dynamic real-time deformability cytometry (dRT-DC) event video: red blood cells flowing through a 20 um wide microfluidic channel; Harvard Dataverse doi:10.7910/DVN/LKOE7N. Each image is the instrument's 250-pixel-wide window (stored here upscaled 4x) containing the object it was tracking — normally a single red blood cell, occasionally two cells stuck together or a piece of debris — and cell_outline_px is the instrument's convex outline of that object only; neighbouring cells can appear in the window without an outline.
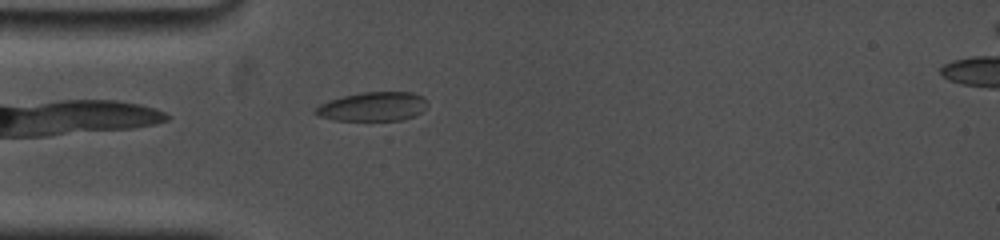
{"species": "common noctule bat (a hibernating species)", "species_latin": "Nyctalus noctula", "temperature_condition": "cold", "stored_images_in_passage": 31, "camera_frame_rate_fps": 5000, "um_per_image_px": 0.085, "animal": {"sex": "female", "body_mass_g": 19.0, "forearm_length_mm": 53.3}, "frame": {"image": 1, "passage_image": 2, "time_ms": 0.4, "image_size_px": [1000, 240], "cell_outline_px": [[428, 108], [416, 116], [404, 120], [336, 120], [316, 116], [312, 112], [320, 104], [328, 100], [360, 92], [412, 92], [424, 96], [428, 100]], "centroid_in_image_um": [31.74, 9.06], "position_along_channel_um": 53.3, "area_um2": 19.36}}
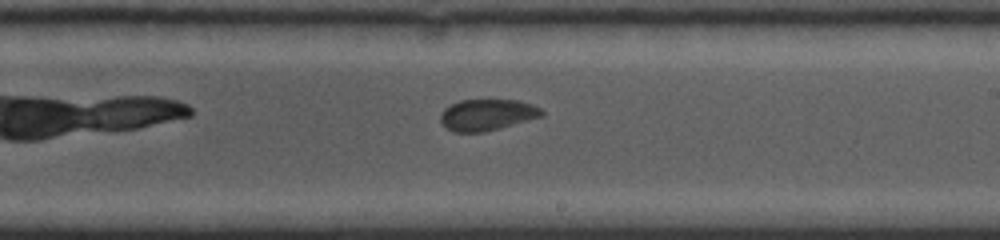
{"frame": {"image": 2, "passage_image": 15, "time_ms": 5.8, "image_size_px": [1000, 240], "cell_outline_px": [[544, 116], [500, 128], [484, 132], [452, 132], [440, 120], [440, 116], [444, 108], [460, 100], [516, 100], [532, 104], [540, 108], [544, 112]], "centroid_in_image_um": [41.42, 9.76], "position_along_channel_um": 247.6, "area_um2": 18.44}}
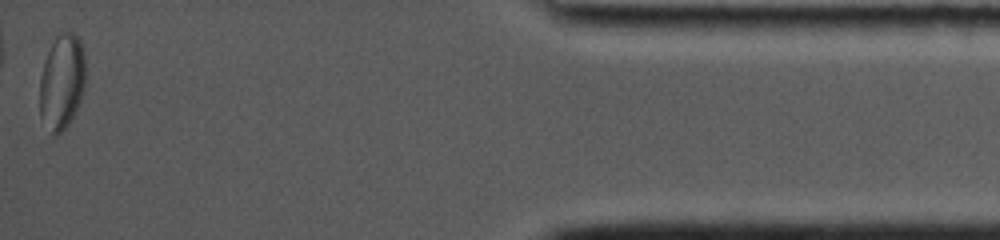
{"frame": {"image": 3, "passage_image": 31, "time_ms": 12.4, "image_size_px": [1000, 240], "cell_outline_px": [[84, 88], [80, 100], [68, 124], [56, 136], [52, 132], [40, 116], [40, 76], [48, 52], [56, 36], [60, 32], [72, 32], [80, 40], [84, 52]], "centroid_in_image_um": [5.26, 6.92], "position_along_channel_um": 429.9, "area_um2": 24.91}, "authors_computed_cell_mechanics": {"area_um2": 19.7676, "velocity_mm_per_s": 3.6861, "shape_relaxation_time_tau1_ms": null, "shape_relaxation_time_tau2_ms": 1.88, "deformation_change_tau1": null, "deformation_change_tau2": 0.0595}}